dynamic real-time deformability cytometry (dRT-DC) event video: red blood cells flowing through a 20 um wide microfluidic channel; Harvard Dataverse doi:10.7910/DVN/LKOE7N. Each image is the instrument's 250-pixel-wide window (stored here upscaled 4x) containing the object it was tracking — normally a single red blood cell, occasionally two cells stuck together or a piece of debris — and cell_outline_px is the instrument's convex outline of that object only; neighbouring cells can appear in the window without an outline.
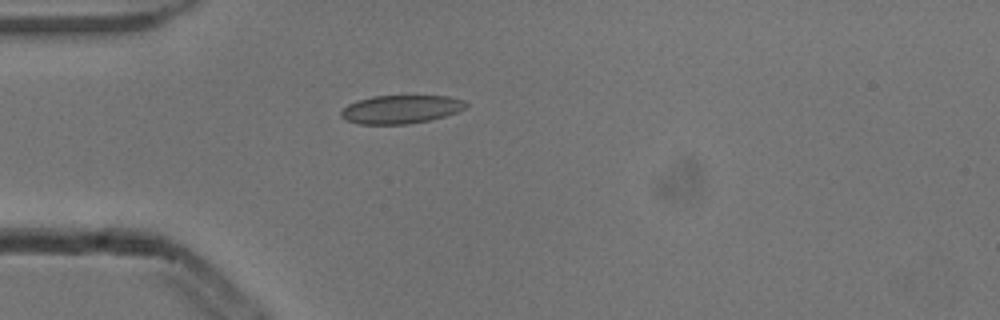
{"species": "common noctule bat (a hibernating species)", "species_latin": "Nyctalus noctula", "temperature_condition": "cold", "stored_images_in_passage": 3, "camera_frame_rate_fps": 3000, "um_per_image_px": 0.085, "animal": {"sex": "male", "body_mass_g": 13.3}, "frame": {"image": 1, "passage_image": 3, "time_ms": 0.667, "image_size_px": [1000, 320], "cell_outline_px": [[468, 104], [464, 108], [456, 112], [444, 116], [428, 120], [408, 124], [360, 124], [344, 120], [340, 116], [340, 112], [348, 104], [372, 96], [448, 96], [464, 100]], "centroid_in_image_um": [34.05, 9.29], "position_along_channel_um": 51.0, "area_um2": 20.52}}